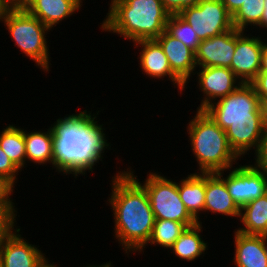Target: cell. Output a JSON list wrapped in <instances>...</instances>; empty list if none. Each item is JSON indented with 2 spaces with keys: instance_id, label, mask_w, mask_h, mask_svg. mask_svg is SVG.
<instances>
[{
  "instance_id": "6da1fadb",
  "label": "cell",
  "mask_w": 267,
  "mask_h": 267,
  "mask_svg": "<svg viewBox=\"0 0 267 267\" xmlns=\"http://www.w3.org/2000/svg\"><path fill=\"white\" fill-rule=\"evenodd\" d=\"M87 110L66 115L51 125L53 133V166L58 173L84 175L93 172L94 165L103 161L104 151L111 147L107 142L97 114ZM96 115V116H94Z\"/></svg>"
},
{
  "instance_id": "7a4b0ae2",
  "label": "cell",
  "mask_w": 267,
  "mask_h": 267,
  "mask_svg": "<svg viewBox=\"0 0 267 267\" xmlns=\"http://www.w3.org/2000/svg\"><path fill=\"white\" fill-rule=\"evenodd\" d=\"M204 111L225 130L230 148L239 158L251 149L257 151L266 128V115L265 105L251 83H241L231 94L217 99Z\"/></svg>"
},
{
  "instance_id": "3957f363",
  "label": "cell",
  "mask_w": 267,
  "mask_h": 267,
  "mask_svg": "<svg viewBox=\"0 0 267 267\" xmlns=\"http://www.w3.org/2000/svg\"><path fill=\"white\" fill-rule=\"evenodd\" d=\"M128 169L112 177L111 198L108 197L114 213V234L127 255L144 250L155 222L146 190Z\"/></svg>"
},
{
  "instance_id": "277c9868",
  "label": "cell",
  "mask_w": 267,
  "mask_h": 267,
  "mask_svg": "<svg viewBox=\"0 0 267 267\" xmlns=\"http://www.w3.org/2000/svg\"><path fill=\"white\" fill-rule=\"evenodd\" d=\"M109 5L101 30L132 42L158 38L170 16L161 0H111Z\"/></svg>"
},
{
  "instance_id": "5b68a950",
  "label": "cell",
  "mask_w": 267,
  "mask_h": 267,
  "mask_svg": "<svg viewBox=\"0 0 267 267\" xmlns=\"http://www.w3.org/2000/svg\"><path fill=\"white\" fill-rule=\"evenodd\" d=\"M187 133L191 150L199 165V173L226 172L240 159L230 148L225 130L204 110H197L187 126Z\"/></svg>"
},
{
  "instance_id": "8992f818",
  "label": "cell",
  "mask_w": 267,
  "mask_h": 267,
  "mask_svg": "<svg viewBox=\"0 0 267 267\" xmlns=\"http://www.w3.org/2000/svg\"><path fill=\"white\" fill-rule=\"evenodd\" d=\"M3 22L12 41H15L14 45L33 60L38 68L48 72L51 60L45 37L50 29L25 9H10Z\"/></svg>"
},
{
  "instance_id": "52a82bcc",
  "label": "cell",
  "mask_w": 267,
  "mask_h": 267,
  "mask_svg": "<svg viewBox=\"0 0 267 267\" xmlns=\"http://www.w3.org/2000/svg\"><path fill=\"white\" fill-rule=\"evenodd\" d=\"M148 175L143 184L138 183L146 190L155 219L181 222L186 227L195 225L197 221L179 196L178 183L157 172Z\"/></svg>"
},
{
  "instance_id": "ba28073f",
  "label": "cell",
  "mask_w": 267,
  "mask_h": 267,
  "mask_svg": "<svg viewBox=\"0 0 267 267\" xmlns=\"http://www.w3.org/2000/svg\"><path fill=\"white\" fill-rule=\"evenodd\" d=\"M179 15L193 27L200 40L233 28L232 16L220 0H201L196 6L183 9Z\"/></svg>"
},
{
  "instance_id": "9c48e42d",
  "label": "cell",
  "mask_w": 267,
  "mask_h": 267,
  "mask_svg": "<svg viewBox=\"0 0 267 267\" xmlns=\"http://www.w3.org/2000/svg\"><path fill=\"white\" fill-rule=\"evenodd\" d=\"M229 171L225 178L224 171L216 173L224 180L229 194L240 208L267 193V175L253 165H239Z\"/></svg>"
},
{
  "instance_id": "30bf717a",
  "label": "cell",
  "mask_w": 267,
  "mask_h": 267,
  "mask_svg": "<svg viewBox=\"0 0 267 267\" xmlns=\"http://www.w3.org/2000/svg\"><path fill=\"white\" fill-rule=\"evenodd\" d=\"M246 35L235 28V52L230 69L242 83H251L260 72L264 42L259 36Z\"/></svg>"
},
{
  "instance_id": "8fae6325",
  "label": "cell",
  "mask_w": 267,
  "mask_h": 267,
  "mask_svg": "<svg viewBox=\"0 0 267 267\" xmlns=\"http://www.w3.org/2000/svg\"><path fill=\"white\" fill-rule=\"evenodd\" d=\"M200 68L201 70L197 73L198 86L204 97L197 110H204L207 106L215 102L217 98L221 99L226 97L242 83L228 67Z\"/></svg>"
},
{
  "instance_id": "7c38bea8",
  "label": "cell",
  "mask_w": 267,
  "mask_h": 267,
  "mask_svg": "<svg viewBox=\"0 0 267 267\" xmlns=\"http://www.w3.org/2000/svg\"><path fill=\"white\" fill-rule=\"evenodd\" d=\"M16 228L0 246L3 267H43L49 260L35 245L26 242Z\"/></svg>"
},
{
  "instance_id": "4fadbf2b",
  "label": "cell",
  "mask_w": 267,
  "mask_h": 267,
  "mask_svg": "<svg viewBox=\"0 0 267 267\" xmlns=\"http://www.w3.org/2000/svg\"><path fill=\"white\" fill-rule=\"evenodd\" d=\"M235 52V28L214 37L201 40L195 52L198 67L230 68Z\"/></svg>"
},
{
  "instance_id": "5bb4252c",
  "label": "cell",
  "mask_w": 267,
  "mask_h": 267,
  "mask_svg": "<svg viewBox=\"0 0 267 267\" xmlns=\"http://www.w3.org/2000/svg\"><path fill=\"white\" fill-rule=\"evenodd\" d=\"M135 47H141L140 57V68L142 73H146V76L150 78L162 79L165 76L173 82V85L177 86L182 92L186 85L172 72L170 68L167 56L164 54L162 47L155 40H139L134 42Z\"/></svg>"
},
{
  "instance_id": "9a60e30c",
  "label": "cell",
  "mask_w": 267,
  "mask_h": 267,
  "mask_svg": "<svg viewBox=\"0 0 267 267\" xmlns=\"http://www.w3.org/2000/svg\"><path fill=\"white\" fill-rule=\"evenodd\" d=\"M163 49L170 64L172 72L185 84L190 80L191 74H196L195 52L180 40L164 31L155 39Z\"/></svg>"
},
{
  "instance_id": "2e32d148",
  "label": "cell",
  "mask_w": 267,
  "mask_h": 267,
  "mask_svg": "<svg viewBox=\"0 0 267 267\" xmlns=\"http://www.w3.org/2000/svg\"><path fill=\"white\" fill-rule=\"evenodd\" d=\"M240 217V207L228 192L224 180L215 173H205L204 212Z\"/></svg>"
},
{
  "instance_id": "e0dca14e",
  "label": "cell",
  "mask_w": 267,
  "mask_h": 267,
  "mask_svg": "<svg viewBox=\"0 0 267 267\" xmlns=\"http://www.w3.org/2000/svg\"><path fill=\"white\" fill-rule=\"evenodd\" d=\"M82 0H32L25 10L50 30L82 6Z\"/></svg>"
},
{
  "instance_id": "ac0fdd59",
  "label": "cell",
  "mask_w": 267,
  "mask_h": 267,
  "mask_svg": "<svg viewBox=\"0 0 267 267\" xmlns=\"http://www.w3.org/2000/svg\"><path fill=\"white\" fill-rule=\"evenodd\" d=\"M235 255L237 267H267L264 235H247L234 230Z\"/></svg>"
},
{
  "instance_id": "d6986e66",
  "label": "cell",
  "mask_w": 267,
  "mask_h": 267,
  "mask_svg": "<svg viewBox=\"0 0 267 267\" xmlns=\"http://www.w3.org/2000/svg\"><path fill=\"white\" fill-rule=\"evenodd\" d=\"M178 183V193L190 215L200 222L199 213L204 212L205 173H192Z\"/></svg>"
},
{
  "instance_id": "ffe728a7",
  "label": "cell",
  "mask_w": 267,
  "mask_h": 267,
  "mask_svg": "<svg viewBox=\"0 0 267 267\" xmlns=\"http://www.w3.org/2000/svg\"><path fill=\"white\" fill-rule=\"evenodd\" d=\"M240 211L239 218L244 227L236 231L247 235H267V193L243 205Z\"/></svg>"
},
{
  "instance_id": "44dd1931",
  "label": "cell",
  "mask_w": 267,
  "mask_h": 267,
  "mask_svg": "<svg viewBox=\"0 0 267 267\" xmlns=\"http://www.w3.org/2000/svg\"><path fill=\"white\" fill-rule=\"evenodd\" d=\"M202 223H196L193 226L186 227L180 237L169 248L170 251L186 261H194L208 250L207 242L202 240L200 235Z\"/></svg>"
},
{
  "instance_id": "7402d4cb",
  "label": "cell",
  "mask_w": 267,
  "mask_h": 267,
  "mask_svg": "<svg viewBox=\"0 0 267 267\" xmlns=\"http://www.w3.org/2000/svg\"><path fill=\"white\" fill-rule=\"evenodd\" d=\"M48 131H24L25 146H26V163L37 164L50 163L53 166V133L52 128Z\"/></svg>"
},
{
  "instance_id": "603a6c76",
  "label": "cell",
  "mask_w": 267,
  "mask_h": 267,
  "mask_svg": "<svg viewBox=\"0 0 267 267\" xmlns=\"http://www.w3.org/2000/svg\"><path fill=\"white\" fill-rule=\"evenodd\" d=\"M0 133V147L9 159L21 170L26 167V146L24 129L14 125L6 126Z\"/></svg>"
},
{
  "instance_id": "cb8c5ba5",
  "label": "cell",
  "mask_w": 267,
  "mask_h": 267,
  "mask_svg": "<svg viewBox=\"0 0 267 267\" xmlns=\"http://www.w3.org/2000/svg\"><path fill=\"white\" fill-rule=\"evenodd\" d=\"M185 228L186 226L181 222L155 219L150 239L145 246L150 243V245L157 244L162 248L169 249L180 237Z\"/></svg>"
},
{
  "instance_id": "d4e9b609",
  "label": "cell",
  "mask_w": 267,
  "mask_h": 267,
  "mask_svg": "<svg viewBox=\"0 0 267 267\" xmlns=\"http://www.w3.org/2000/svg\"><path fill=\"white\" fill-rule=\"evenodd\" d=\"M265 0H247L232 16L233 27L239 31H245L247 26H260L264 12Z\"/></svg>"
},
{
  "instance_id": "484cf974",
  "label": "cell",
  "mask_w": 267,
  "mask_h": 267,
  "mask_svg": "<svg viewBox=\"0 0 267 267\" xmlns=\"http://www.w3.org/2000/svg\"><path fill=\"white\" fill-rule=\"evenodd\" d=\"M165 31L172 37L180 40L194 52H196L201 42L193 27L179 14H170Z\"/></svg>"
},
{
  "instance_id": "4316f807",
  "label": "cell",
  "mask_w": 267,
  "mask_h": 267,
  "mask_svg": "<svg viewBox=\"0 0 267 267\" xmlns=\"http://www.w3.org/2000/svg\"><path fill=\"white\" fill-rule=\"evenodd\" d=\"M17 211L14 207H0V246L15 230Z\"/></svg>"
},
{
  "instance_id": "83f0119b",
  "label": "cell",
  "mask_w": 267,
  "mask_h": 267,
  "mask_svg": "<svg viewBox=\"0 0 267 267\" xmlns=\"http://www.w3.org/2000/svg\"><path fill=\"white\" fill-rule=\"evenodd\" d=\"M20 169L7 157L0 147V176L6 178L14 186L18 178L16 177Z\"/></svg>"
},
{
  "instance_id": "f1b7e54d",
  "label": "cell",
  "mask_w": 267,
  "mask_h": 267,
  "mask_svg": "<svg viewBox=\"0 0 267 267\" xmlns=\"http://www.w3.org/2000/svg\"><path fill=\"white\" fill-rule=\"evenodd\" d=\"M254 154L256 157L254 158L255 164L253 166L267 175V126L260 140L259 147Z\"/></svg>"
},
{
  "instance_id": "f546056e",
  "label": "cell",
  "mask_w": 267,
  "mask_h": 267,
  "mask_svg": "<svg viewBox=\"0 0 267 267\" xmlns=\"http://www.w3.org/2000/svg\"><path fill=\"white\" fill-rule=\"evenodd\" d=\"M14 187L10 181L0 176V207H15L13 200L10 198Z\"/></svg>"
},
{
  "instance_id": "4dcf8cb0",
  "label": "cell",
  "mask_w": 267,
  "mask_h": 267,
  "mask_svg": "<svg viewBox=\"0 0 267 267\" xmlns=\"http://www.w3.org/2000/svg\"><path fill=\"white\" fill-rule=\"evenodd\" d=\"M201 0H161L164 8L170 14H179L183 9L196 6Z\"/></svg>"
},
{
  "instance_id": "1f68e13d",
  "label": "cell",
  "mask_w": 267,
  "mask_h": 267,
  "mask_svg": "<svg viewBox=\"0 0 267 267\" xmlns=\"http://www.w3.org/2000/svg\"><path fill=\"white\" fill-rule=\"evenodd\" d=\"M263 105L267 103V71H260L251 82Z\"/></svg>"
},
{
  "instance_id": "d6a6232c",
  "label": "cell",
  "mask_w": 267,
  "mask_h": 267,
  "mask_svg": "<svg viewBox=\"0 0 267 267\" xmlns=\"http://www.w3.org/2000/svg\"><path fill=\"white\" fill-rule=\"evenodd\" d=\"M225 6L228 11V13L233 16L240 6H242V3L246 2L247 0H220Z\"/></svg>"
},
{
  "instance_id": "836d02e7",
  "label": "cell",
  "mask_w": 267,
  "mask_h": 267,
  "mask_svg": "<svg viewBox=\"0 0 267 267\" xmlns=\"http://www.w3.org/2000/svg\"><path fill=\"white\" fill-rule=\"evenodd\" d=\"M10 9H25L32 0H5Z\"/></svg>"
},
{
  "instance_id": "e575fe53",
  "label": "cell",
  "mask_w": 267,
  "mask_h": 267,
  "mask_svg": "<svg viewBox=\"0 0 267 267\" xmlns=\"http://www.w3.org/2000/svg\"><path fill=\"white\" fill-rule=\"evenodd\" d=\"M260 71H267V43H263Z\"/></svg>"
},
{
  "instance_id": "d590c367",
  "label": "cell",
  "mask_w": 267,
  "mask_h": 267,
  "mask_svg": "<svg viewBox=\"0 0 267 267\" xmlns=\"http://www.w3.org/2000/svg\"><path fill=\"white\" fill-rule=\"evenodd\" d=\"M10 10L5 0H0V21H4L8 11Z\"/></svg>"
},
{
  "instance_id": "8d00e7d4",
  "label": "cell",
  "mask_w": 267,
  "mask_h": 267,
  "mask_svg": "<svg viewBox=\"0 0 267 267\" xmlns=\"http://www.w3.org/2000/svg\"><path fill=\"white\" fill-rule=\"evenodd\" d=\"M264 12L262 15V22L261 25L259 26V28H265L267 29V0H265V5H264Z\"/></svg>"
},
{
  "instance_id": "74e56055",
  "label": "cell",
  "mask_w": 267,
  "mask_h": 267,
  "mask_svg": "<svg viewBox=\"0 0 267 267\" xmlns=\"http://www.w3.org/2000/svg\"><path fill=\"white\" fill-rule=\"evenodd\" d=\"M110 262V263H109ZM108 263H104V264H101V265H98L99 267H112V265H111V261H109ZM97 265H93V266H91V265H89V266H87V267H98Z\"/></svg>"
},
{
  "instance_id": "f35d334b",
  "label": "cell",
  "mask_w": 267,
  "mask_h": 267,
  "mask_svg": "<svg viewBox=\"0 0 267 267\" xmlns=\"http://www.w3.org/2000/svg\"><path fill=\"white\" fill-rule=\"evenodd\" d=\"M264 247H265V253L267 255V235H264Z\"/></svg>"
},
{
  "instance_id": "ab89813d",
  "label": "cell",
  "mask_w": 267,
  "mask_h": 267,
  "mask_svg": "<svg viewBox=\"0 0 267 267\" xmlns=\"http://www.w3.org/2000/svg\"><path fill=\"white\" fill-rule=\"evenodd\" d=\"M48 263L49 261H47L43 267H58L56 266V264L54 265L53 263L52 264L51 263L48 264Z\"/></svg>"
},
{
  "instance_id": "60d3db41",
  "label": "cell",
  "mask_w": 267,
  "mask_h": 267,
  "mask_svg": "<svg viewBox=\"0 0 267 267\" xmlns=\"http://www.w3.org/2000/svg\"><path fill=\"white\" fill-rule=\"evenodd\" d=\"M266 126H267V103L265 104Z\"/></svg>"
}]
</instances>
